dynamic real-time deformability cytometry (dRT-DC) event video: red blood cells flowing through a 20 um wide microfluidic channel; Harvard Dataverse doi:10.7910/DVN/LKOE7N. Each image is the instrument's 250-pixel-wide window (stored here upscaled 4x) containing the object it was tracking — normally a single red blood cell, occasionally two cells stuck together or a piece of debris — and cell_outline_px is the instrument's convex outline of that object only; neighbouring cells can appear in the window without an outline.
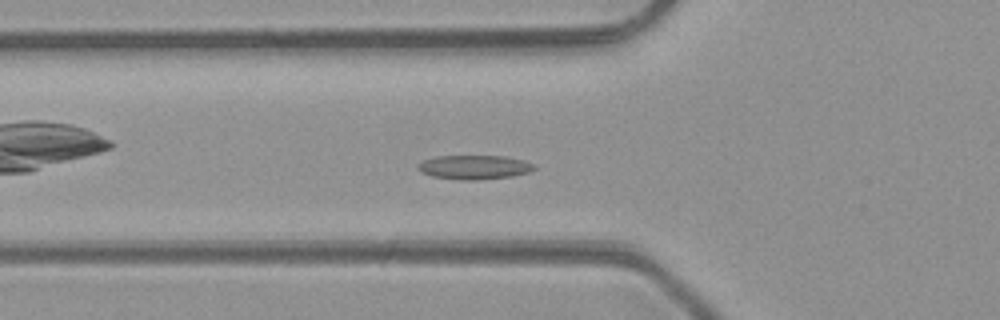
{"species": "common noctule bat (a hibernating species)", "species_latin": "Nyctalus noctula", "temperature_condition": "room temperature", "stored_images_in_passage": 46, "camera_frame_rate_fps": 3000, "um_per_image_px": 0.085, "animal": {"sex": "male", "body_mass_g": 23.1, "forearm_length_mm": 52.7}, "frame": {"image": 1, "passage_image": 14, "time_ms": 4.333, "image_size_px": [1000, 320], "cell_outline_px": [[536, 168], [528, 172], [512, 176], [476, 180], [460, 180], [432, 176], [420, 172], [416, 168], [424, 160], [436, 156], [504, 156], [524, 160], [536, 164]], "centroid_in_image_um": [40.33, 14.21], "position_along_channel_um": 85.5, "area_um2": 16.36}}
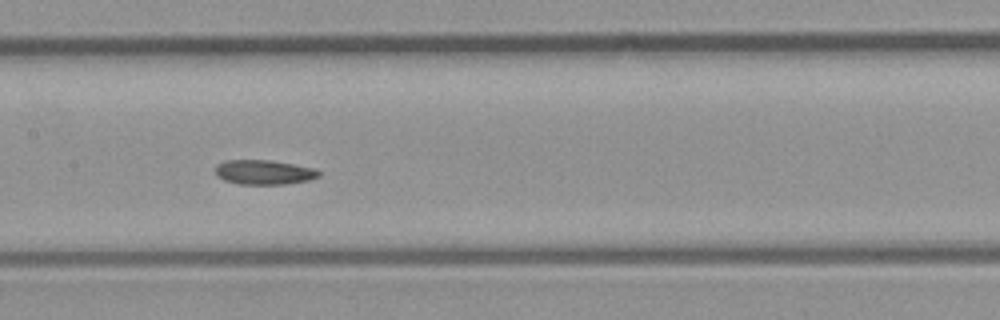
{"frame": {"image": 2, "passage_image": 21, "time_ms": 6.667, "image_size_px": [1000, 320], "cell_outline_px": [[320, 176], [308, 180], [284, 184], [236, 184], [224, 180], [216, 176], [216, 164], [224, 160], [268, 160], [292, 164], [312, 168], [320, 172]], "centroid_in_image_um": [22.38, 14.64], "position_along_channel_um": 185.0, "area_um2": 14.74}}
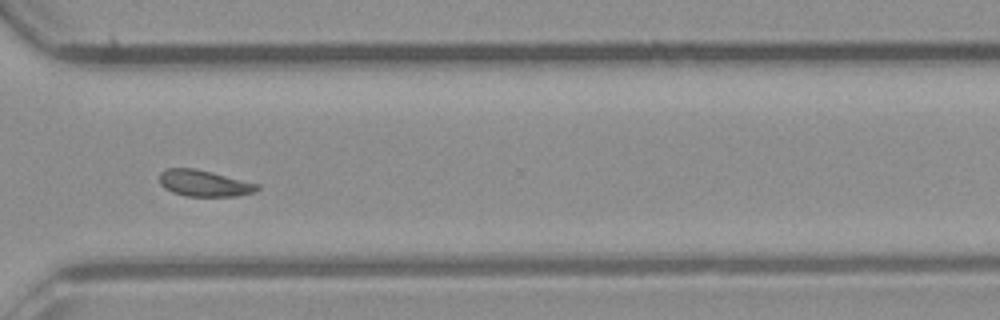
{"frame": {"image": 3, "passage_image": 33, "time_ms": 10.667, "image_size_px": [1000, 320], "cell_outline_px": [[260, 188], [256, 192], [236, 196], [184, 196], [172, 192], [164, 188], [160, 184], [160, 172], [168, 168], [196, 168], [260, 184]], "centroid_in_image_um": [17.37, 15.58], "position_along_channel_um": 353.2, "area_um2": 15.14}, "authors_computed_cell_mechanics": {"area_um2": 15.5482, "velocity_mm_per_s": 4.2242, "shape_relaxation_time_tau1_ms": null, "shape_relaxation_time_tau2_ms": 6.9882, "deformation_change_tau1": null, "deformation_change_tau2": 0.1009}}